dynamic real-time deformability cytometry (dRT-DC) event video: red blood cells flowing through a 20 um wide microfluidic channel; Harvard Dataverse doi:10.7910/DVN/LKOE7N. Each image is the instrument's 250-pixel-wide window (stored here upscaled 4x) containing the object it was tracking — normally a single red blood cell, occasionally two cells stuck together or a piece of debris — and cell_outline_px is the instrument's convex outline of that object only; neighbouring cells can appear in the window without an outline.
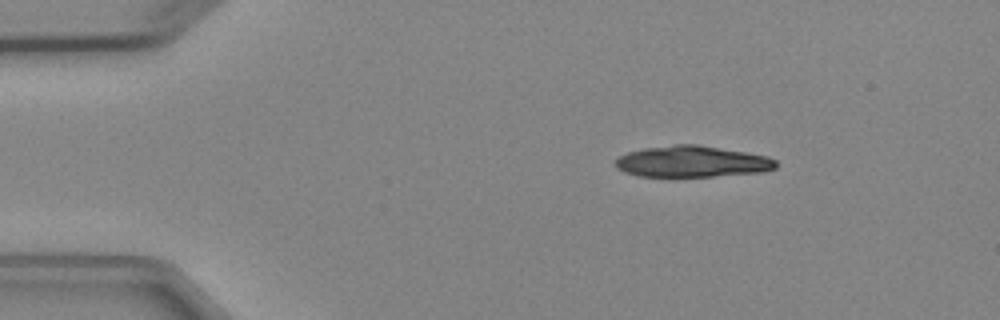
{"species": "Egyptian fruit bat (a non-hibernating species)", "species_latin": "Rousettus aegyptiacus", "temperature_condition": "cold", "stored_images_in_passage": 3, "camera_frame_rate_fps": 3000, "um_per_image_px": 0.085, "animal": {"sex": "female"}, "frame": {"image": 1, "passage_image": 1, "time_ms": 0.0, "image_size_px": [1000, 320], "cell_outline_px": [[776, 168], [764, 172], [712, 176], [640, 176], [624, 172], [616, 168], [616, 160], [620, 156], [628, 152], [644, 148], [676, 144], [696, 144], [768, 156], [776, 160]], "centroid_in_image_um": [58.83, 13.73], "position_along_channel_um": 26.2, "area_um2": 29.07}}